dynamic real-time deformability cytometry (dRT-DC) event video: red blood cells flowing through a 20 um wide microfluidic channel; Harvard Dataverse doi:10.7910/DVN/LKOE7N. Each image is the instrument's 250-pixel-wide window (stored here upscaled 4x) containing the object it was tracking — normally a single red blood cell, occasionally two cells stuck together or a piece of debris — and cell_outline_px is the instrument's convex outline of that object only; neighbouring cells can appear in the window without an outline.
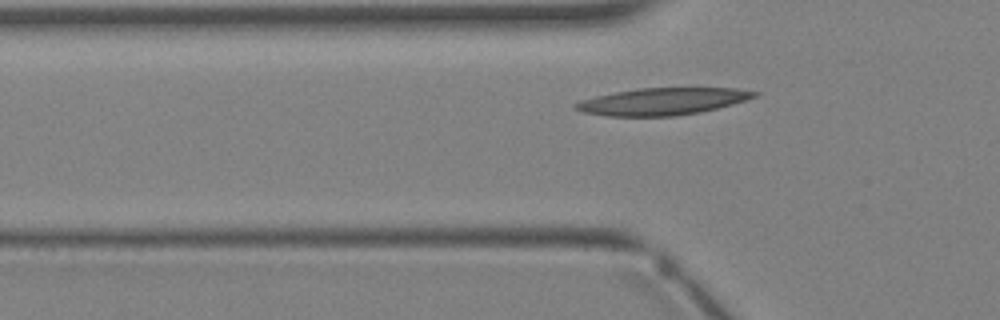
{"species": "Egyptian fruit bat (a non-hibernating species)", "species_latin": "Rousettus aegyptiacus", "temperature_condition": "warm", "stored_images_in_passage": 3, "camera_frame_rate_fps": 3000, "um_per_image_px": 0.085, "animal": {"sex": "female"}, "frame": {"image": 1, "passage_image": 3, "time_ms": 2.333, "image_size_px": [1000, 320], "cell_outline_px": [[760, 96], [748, 100], [700, 112], [676, 116], [604, 116], [584, 112], [572, 108], [572, 104], [580, 100], [596, 96], [636, 88], [736, 88], [760, 92]], "centroid_in_image_um": [56.32, 8.62], "position_along_channel_um": 69.5, "area_um2": 28.38}}